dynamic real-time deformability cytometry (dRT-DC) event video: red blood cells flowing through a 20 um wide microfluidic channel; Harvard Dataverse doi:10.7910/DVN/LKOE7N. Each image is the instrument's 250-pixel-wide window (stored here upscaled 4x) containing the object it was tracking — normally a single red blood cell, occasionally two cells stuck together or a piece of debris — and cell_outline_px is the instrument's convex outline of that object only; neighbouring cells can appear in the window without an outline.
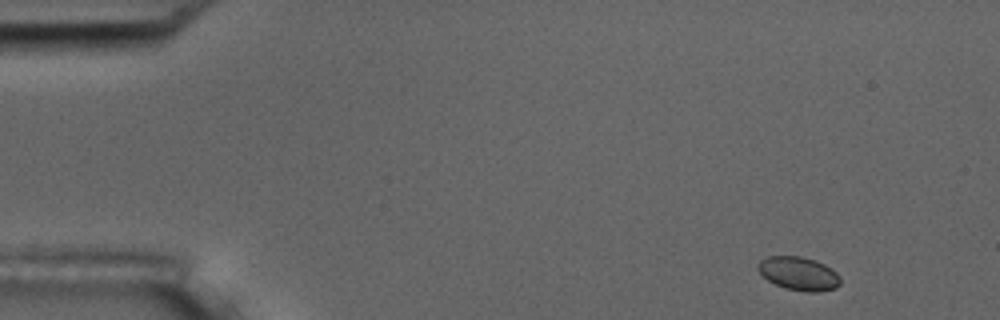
{"species": "common noctule bat (a hibernating species)", "species_latin": "Nyctalus noctula", "temperature_condition": "room temperature", "stored_images_in_passage": 5, "camera_frame_rate_fps": 3000, "um_per_image_px": 0.085, "animal": {"sex": "male", "body_mass_g": 17.5, "forearm_length_mm": 52.3}, "frame": {"image": 1, "passage_image": 1, "time_ms": 0.0, "image_size_px": [1000, 320], "cell_outline_px": [[840, 284], [836, 288], [820, 292], [808, 292], [784, 288], [768, 280], [756, 268], [756, 264], [760, 260], [768, 256], [800, 256], [816, 260], [832, 268], [840, 276]], "centroid_in_image_um": [67.9, 23.25], "position_along_channel_um": 17.1, "area_um2": 16.24}}
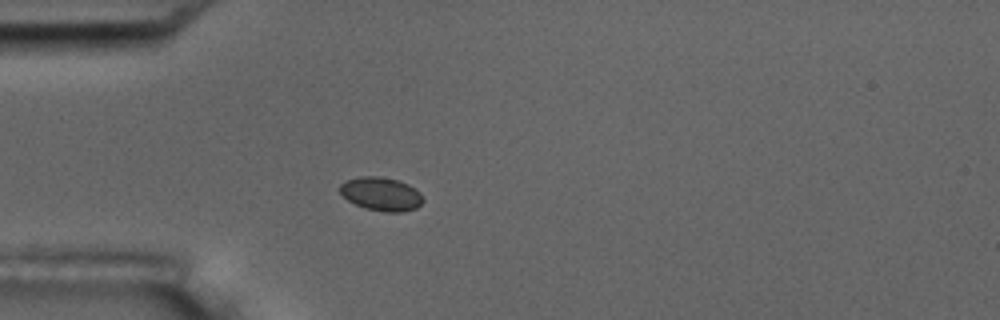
{"frame": {"image": 2, "passage_image": 4, "time_ms": 3.667, "image_size_px": [1000, 320], "cell_outline_px": [[424, 200], [416, 208], [400, 212], [384, 212], [364, 208], [348, 200], [340, 192], [340, 184], [344, 180], [360, 176], [376, 176], [396, 180], [408, 184], [420, 192]], "centroid_in_image_um": [32.39, 16.49], "position_along_channel_um": 52.6, "area_um2": 16.18}}